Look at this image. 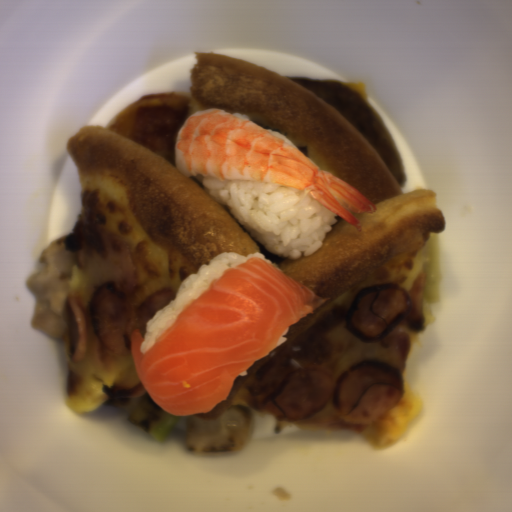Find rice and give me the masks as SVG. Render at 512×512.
Listing matches in <instances>:
<instances>
[{
	"label": "rice",
	"instance_id": "1",
	"mask_svg": "<svg viewBox=\"0 0 512 512\" xmlns=\"http://www.w3.org/2000/svg\"><path fill=\"white\" fill-rule=\"evenodd\" d=\"M207 194L228 208L251 238L282 258L296 260L323 247L337 214L302 189L276 183L194 176Z\"/></svg>",
	"mask_w": 512,
	"mask_h": 512
},
{
	"label": "rice",
	"instance_id": "2",
	"mask_svg": "<svg viewBox=\"0 0 512 512\" xmlns=\"http://www.w3.org/2000/svg\"><path fill=\"white\" fill-rule=\"evenodd\" d=\"M251 257L260 258L279 269L272 260L266 258L263 254L250 253L245 256L241 253L230 251L214 256L209 264H203L199 267L197 273H192L186 277L179 285L176 297L150 318L146 324V332L143 334L144 341L140 346V352L144 354L148 352L155 344L156 337L160 331L175 319L188 302L199 298L217 275Z\"/></svg>",
	"mask_w": 512,
	"mask_h": 512
},
{
	"label": "rice",
	"instance_id": "3",
	"mask_svg": "<svg viewBox=\"0 0 512 512\" xmlns=\"http://www.w3.org/2000/svg\"><path fill=\"white\" fill-rule=\"evenodd\" d=\"M265 130H267V131L271 132L272 134L282 138L283 140L287 141L288 143H290L291 145L294 146L293 142L288 137H286L284 134H282L281 132H277V131H273V130H269V129H265Z\"/></svg>",
	"mask_w": 512,
	"mask_h": 512
},
{
	"label": "rice",
	"instance_id": "4",
	"mask_svg": "<svg viewBox=\"0 0 512 512\" xmlns=\"http://www.w3.org/2000/svg\"><path fill=\"white\" fill-rule=\"evenodd\" d=\"M288 332H289V327L282 332L276 347H278L279 345H281L282 343H284L285 341L288 340L287 338L284 337Z\"/></svg>",
	"mask_w": 512,
	"mask_h": 512
},
{
	"label": "rice",
	"instance_id": "5",
	"mask_svg": "<svg viewBox=\"0 0 512 512\" xmlns=\"http://www.w3.org/2000/svg\"><path fill=\"white\" fill-rule=\"evenodd\" d=\"M232 115H235V116H238V117H241V118H245V119H248L250 122L252 121L250 116L247 115L246 113H240V112H236V113H233Z\"/></svg>",
	"mask_w": 512,
	"mask_h": 512
},
{
	"label": "rice",
	"instance_id": "6",
	"mask_svg": "<svg viewBox=\"0 0 512 512\" xmlns=\"http://www.w3.org/2000/svg\"><path fill=\"white\" fill-rule=\"evenodd\" d=\"M239 376H248L247 370L245 372H243L242 374H240Z\"/></svg>",
	"mask_w": 512,
	"mask_h": 512
}]
</instances>
